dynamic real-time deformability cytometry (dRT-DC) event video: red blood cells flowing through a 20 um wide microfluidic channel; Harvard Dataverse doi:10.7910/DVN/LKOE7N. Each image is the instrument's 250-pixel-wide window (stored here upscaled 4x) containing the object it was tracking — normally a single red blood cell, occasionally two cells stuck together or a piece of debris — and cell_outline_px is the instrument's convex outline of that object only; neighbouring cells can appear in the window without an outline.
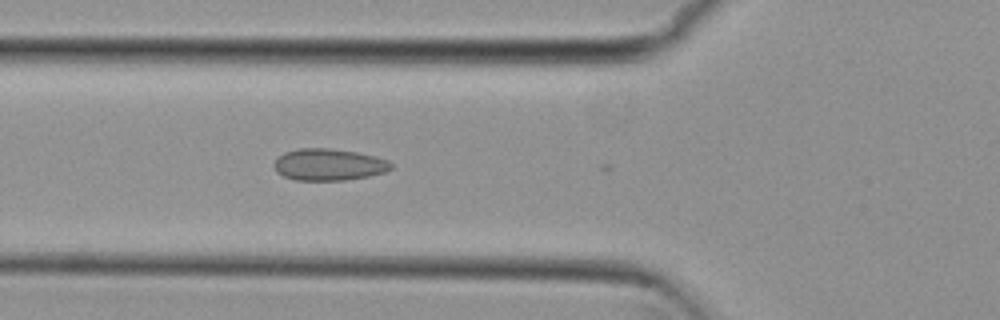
{"species": "common noctule bat (a hibernating species)", "species_latin": "Nyctalus noctula", "temperature_condition": "cold", "stored_images_in_passage": 3, "camera_frame_rate_fps": 3000, "um_per_image_px": 0.085, "animal": {"sex": "female", "body_mass_g": 29.2, "forearm_length_mm": 56.3}, "frame": {"image": 1, "passage_image": 2, "time_ms": 0.333, "image_size_px": [1000, 320], "cell_outline_px": [[392, 168], [384, 172], [368, 176], [344, 180], [296, 180], [284, 176], [276, 172], [272, 164], [284, 152], [296, 148], [328, 148], [356, 152], [376, 156], [388, 160], [392, 164]], "centroid_in_image_um": [27.92, 13.98], "position_along_channel_um": 97.9, "area_um2": 21.68}}